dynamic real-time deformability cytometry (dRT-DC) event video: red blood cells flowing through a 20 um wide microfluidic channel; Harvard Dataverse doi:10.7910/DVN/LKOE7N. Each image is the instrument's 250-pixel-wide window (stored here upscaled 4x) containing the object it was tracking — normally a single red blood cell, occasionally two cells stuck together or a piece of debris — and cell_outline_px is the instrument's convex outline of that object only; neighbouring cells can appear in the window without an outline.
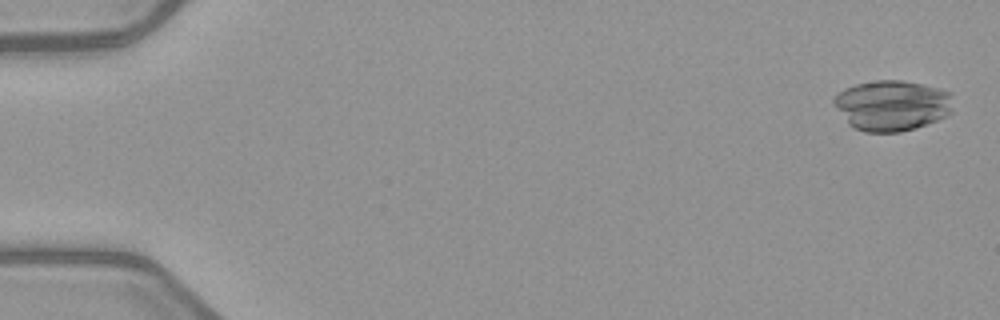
{"species": "common noctule bat (a hibernating species)", "species_latin": "Nyctalus noctula", "temperature_condition": "warm", "stored_images_in_passage": 4, "camera_frame_rate_fps": 3000, "um_per_image_px": 0.085, "animal": {"sex": "female", "body_mass_g": 21.9}, "frame": {"image": 1, "passage_image": 1, "time_ms": 0.0, "image_size_px": [1000, 320], "cell_outline_px": [[952, 112], [936, 120], [916, 128], [900, 132], [864, 132], [848, 124], [832, 104], [832, 100], [844, 88], [856, 84], [876, 80], [900, 80], [920, 84], [952, 92]], "centroid_in_image_um": [75.8, 8.96], "position_along_channel_um": 9.2, "area_um2": 35.14}}
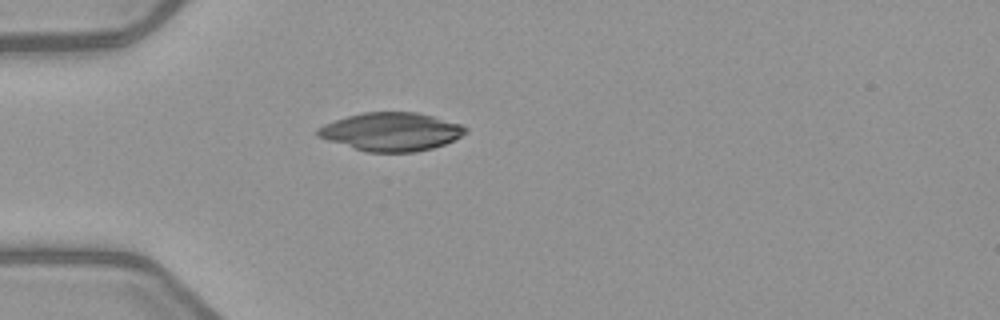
{"frame": {"image": 2, "passage_image": 4, "time_ms": 4.667, "image_size_px": [1000, 320], "cell_outline_px": [[468, 132], [444, 144], [432, 148], [412, 152], [368, 152], [328, 140], [316, 136], [316, 128], [324, 124], [348, 116], [364, 112], [416, 112], [432, 116], [460, 124], [468, 128]], "centroid_in_image_um": [33.24, 11.19], "position_along_channel_um": 51.8, "area_um2": 32.66}}